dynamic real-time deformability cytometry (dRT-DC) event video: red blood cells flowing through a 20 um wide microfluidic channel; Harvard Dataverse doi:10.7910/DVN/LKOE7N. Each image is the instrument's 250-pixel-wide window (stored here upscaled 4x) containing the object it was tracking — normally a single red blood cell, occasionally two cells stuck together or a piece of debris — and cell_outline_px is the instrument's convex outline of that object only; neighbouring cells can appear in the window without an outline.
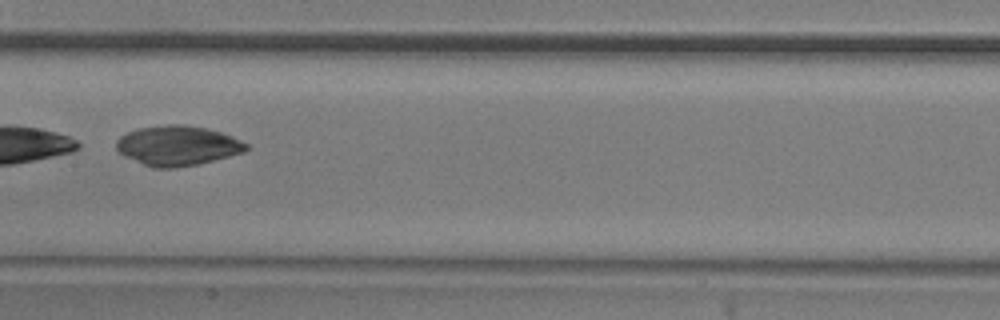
{"species": "common noctule bat (a hibernating species)", "species_latin": "Nyctalus noctula", "temperature_condition": "room temperature", "stored_images_in_passage": 9, "camera_frame_rate_fps": 3000, "um_per_image_px": 0.085, "animal": {"sex": "male", "body_mass_g": 20.5, "forearm_length_mm": 52.5}, "frame": {"image": 1, "passage_image": 7, "time_ms": 7.667, "image_size_px": [1000, 320], "cell_outline_px": [[248, 148], [244, 152], [200, 164], [172, 168], [152, 168], [124, 156], [116, 148], [116, 140], [120, 136], [136, 128], [168, 124], [184, 124], [208, 128], [232, 136], [248, 144]], "centroid_in_image_um": [15.08, 12.37], "position_along_channel_um": 192.3, "area_um2": 30.35}}
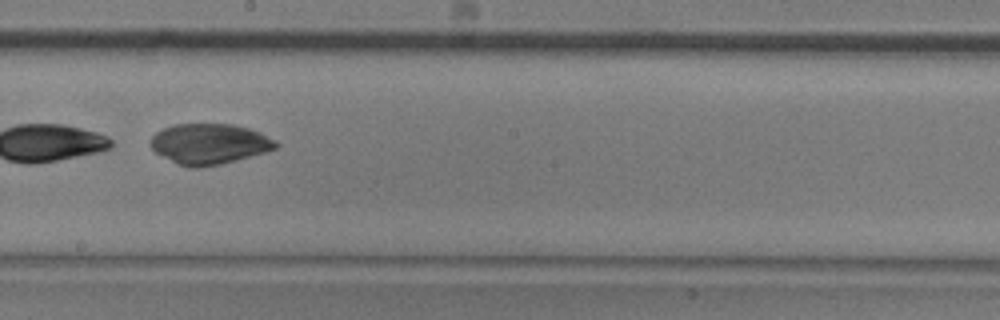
{"frame": {"image": 2, "passage_image": 8, "time_ms": 8.667, "image_size_px": [1000, 320], "cell_outline_px": [[280, 144], [276, 148], [264, 152], [236, 160], [220, 164], [196, 168], [192, 168], [176, 164], [156, 152], [152, 148], [152, 136], [156, 132], [172, 124], [232, 124], [248, 128], [260, 132], [276, 140]], "centroid_in_image_um": [17.81, 12.23], "position_along_channel_um": 230.4, "area_um2": 29.42}}
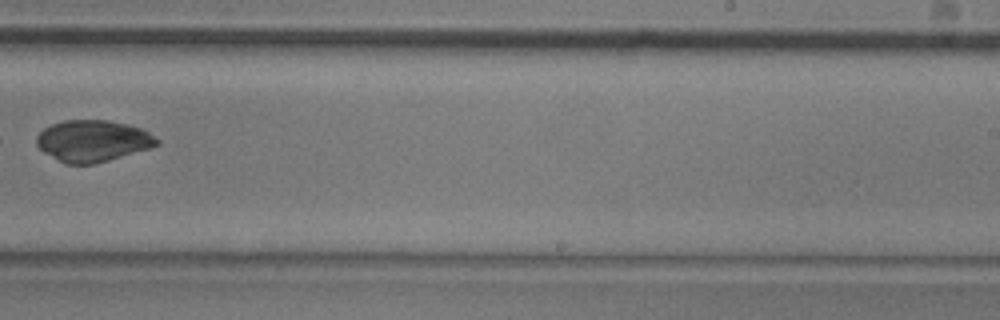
{"frame": {"image": 3, "passage_image": 9, "time_ms": 10.0, "image_size_px": [1000, 320], "cell_outline_px": [[160, 144], [148, 148], [108, 160], [92, 164], [68, 164], [44, 152], [36, 144], [36, 136], [44, 128], [52, 124], [64, 120], [104, 120], [124, 124], [140, 128], [148, 132], [160, 140]], "centroid_in_image_um": [7.87, 11.97], "position_along_channel_um": 281.1, "area_um2": 28.61}}